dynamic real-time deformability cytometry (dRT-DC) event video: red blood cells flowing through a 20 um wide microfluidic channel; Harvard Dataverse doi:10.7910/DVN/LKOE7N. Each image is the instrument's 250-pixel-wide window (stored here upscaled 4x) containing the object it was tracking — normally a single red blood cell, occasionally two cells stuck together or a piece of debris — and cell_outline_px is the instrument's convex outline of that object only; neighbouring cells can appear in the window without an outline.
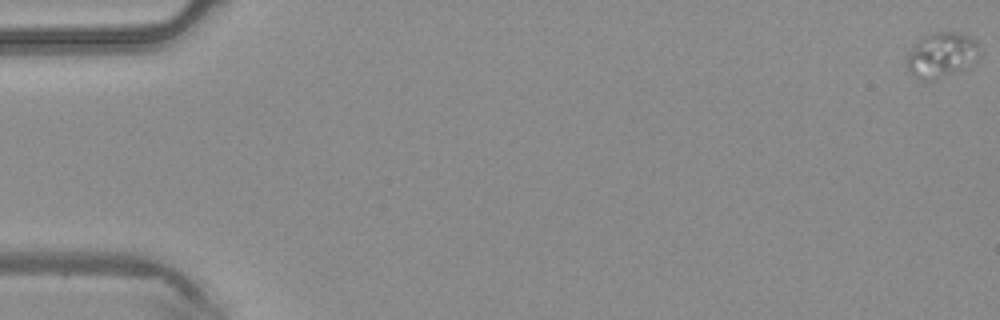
{"species": "common noctule bat (a hibernating species)", "species_latin": "Nyctalus noctula", "temperature_condition": "warm", "stored_images_in_passage": 6, "camera_frame_rate_fps": 3000, "um_per_image_px": 0.085, "animal": {"sex": "male", "body_mass_g": 20.4}, "frame": {"image": 1, "passage_image": 1, "time_ms": 0.0, "image_size_px": [1000, 320], "cell_outline_px": [[980, 52], [968, 68], [932, 80], [924, 80], [908, 72], [904, 64], [908, 56], [916, 44], [924, 36], [936, 32], [956, 32], [972, 36], [976, 40]], "centroid_in_image_um": [80.05, 4.68], "position_along_channel_um": 5.0, "area_um2": 18.96}}